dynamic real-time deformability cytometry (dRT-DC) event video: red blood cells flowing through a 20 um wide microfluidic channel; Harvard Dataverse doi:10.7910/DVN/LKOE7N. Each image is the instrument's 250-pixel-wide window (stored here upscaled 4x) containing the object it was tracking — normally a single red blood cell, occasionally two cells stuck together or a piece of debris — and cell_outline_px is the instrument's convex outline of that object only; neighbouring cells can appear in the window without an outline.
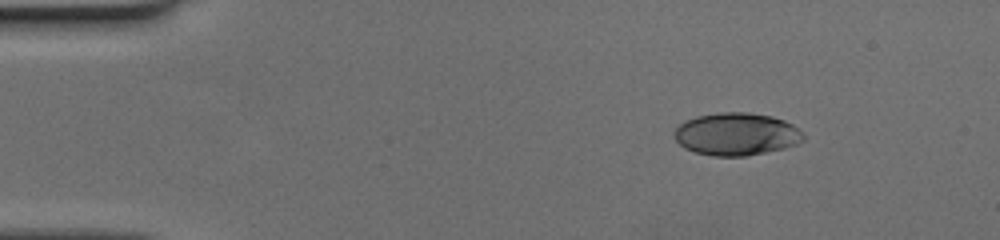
{"species": "human", "species_latin": "Homo sapiens", "temperature_condition": "cold", "stored_images_in_passage": 46, "camera_frame_rate_fps": 3000, "um_per_image_px": 0.085, "donor": {"sex": "female"}, "frame": {"image": 1, "passage_image": 1, "time_ms": 0.0, "image_size_px": [1000, 240], "cell_outline_px": [[804, 140], [796, 144], [784, 148], [744, 156], [712, 156], [696, 152], [684, 148], [676, 140], [676, 128], [684, 120], [696, 116], [720, 112], [748, 112], [772, 116], [784, 120], [792, 124], [804, 132]], "centroid_in_image_um": [62.62, 11.39], "position_along_channel_um": 22.4, "area_um2": 32.02}}
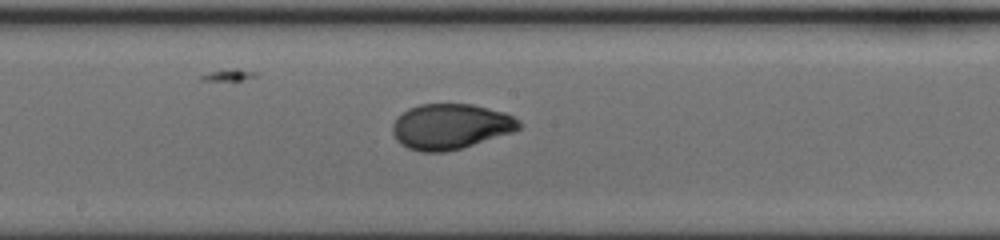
{"frame": {"image": 2, "passage_image": 22, "time_ms": 7.0, "image_size_px": [1000, 240], "cell_outline_px": [[520, 128], [512, 132], [460, 148], [444, 152], [420, 152], [408, 148], [400, 144], [396, 140], [392, 132], [392, 124], [408, 108], [420, 104], [472, 104], [504, 112], [520, 120]], "centroid_in_image_um": [38.27, 10.75], "position_along_channel_um": 209.9, "area_um2": 33.23}}
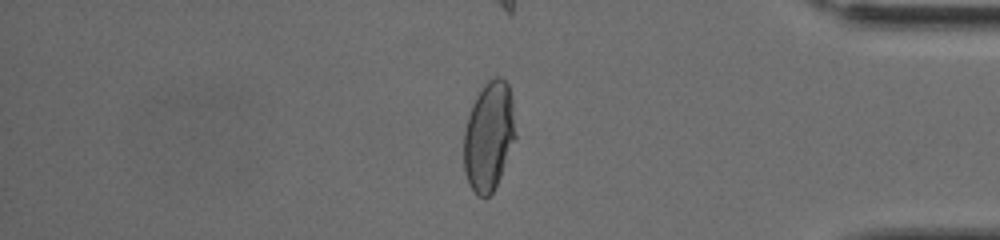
{"frame": {"image": 3, "passage_image": 38, "time_ms": 12.333, "image_size_px": [1000, 240], "cell_outline_px": [[516, 136], [500, 176], [492, 192], [488, 196], [476, 196], [468, 184], [464, 172], [464, 132], [468, 116], [472, 104], [476, 96], [484, 84], [488, 80], [496, 76], [500, 76], [508, 84], [512, 100]], "centroid_in_image_um": [41.54, 11.57], "position_along_channel_um": 393.7, "area_um2": 32.77}}